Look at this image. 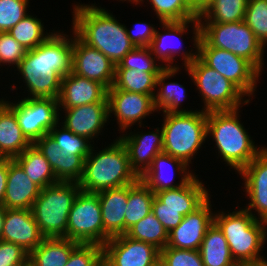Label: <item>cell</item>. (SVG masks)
<instances>
[{
    "label": "cell",
    "mask_w": 267,
    "mask_h": 266,
    "mask_svg": "<svg viewBox=\"0 0 267 266\" xmlns=\"http://www.w3.org/2000/svg\"><path fill=\"white\" fill-rule=\"evenodd\" d=\"M210 199L211 196L194 212L184 216L182 222L169 232L168 247L199 250L207 230L214 223L215 211Z\"/></svg>",
    "instance_id": "d6986e66"
},
{
    "label": "cell",
    "mask_w": 267,
    "mask_h": 266,
    "mask_svg": "<svg viewBox=\"0 0 267 266\" xmlns=\"http://www.w3.org/2000/svg\"><path fill=\"white\" fill-rule=\"evenodd\" d=\"M251 266H267V259L264 261L258 262L254 265H251Z\"/></svg>",
    "instance_id": "db71d44e"
},
{
    "label": "cell",
    "mask_w": 267,
    "mask_h": 266,
    "mask_svg": "<svg viewBox=\"0 0 267 266\" xmlns=\"http://www.w3.org/2000/svg\"><path fill=\"white\" fill-rule=\"evenodd\" d=\"M91 103H108L107 89L101 83L72 71L61 78L59 108H73Z\"/></svg>",
    "instance_id": "603a6c76"
},
{
    "label": "cell",
    "mask_w": 267,
    "mask_h": 266,
    "mask_svg": "<svg viewBox=\"0 0 267 266\" xmlns=\"http://www.w3.org/2000/svg\"><path fill=\"white\" fill-rule=\"evenodd\" d=\"M238 174L243 179V192L249 199L243 208L257 220L267 222V147Z\"/></svg>",
    "instance_id": "e0dca14e"
},
{
    "label": "cell",
    "mask_w": 267,
    "mask_h": 266,
    "mask_svg": "<svg viewBox=\"0 0 267 266\" xmlns=\"http://www.w3.org/2000/svg\"><path fill=\"white\" fill-rule=\"evenodd\" d=\"M71 71L101 83L108 90L114 84L116 65L98 49L83 43L73 32Z\"/></svg>",
    "instance_id": "2e32d148"
},
{
    "label": "cell",
    "mask_w": 267,
    "mask_h": 266,
    "mask_svg": "<svg viewBox=\"0 0 267 266\" xmlns=\"http://www.w3.org/2000/svg\"><path fill=\"white\" fill-rule=\"evenodd\" d=\"M5 215H6V208L3 205H0V239L3 231Z\"/></svg>",
    "instance_id": "816d5d0a"
},
{
    "label": "cell",
    "mask_w": 267,
    "mask_h": 266,
    "mask_svg": "<svg viewBox=\"0 0 267 266\" xmlns=\"http://www.w3.org/2000/svg\"><path fill=\"white\" fill-rule=\"evenodd\" d=\"M183 68L199 91L198 96L204 103L202 111L234 110L250 104L251 101L232 82L207 66L199 57Z\"/></svg>",
    "instance_id": "9c48e42d"
},
{
    "label": "cell",
    "mask_w": 267,
    "mask_h": 266,
    "mask_svg": "<svg viewBox=\"0 0 267 266\" xmlns=\"http://www.w3.org/2000/svg\"><path fill=\"white\" fill-rule=\"evenodd\" d=\"M44 238L31 209H6L0 240L17 244L29 254Z\"/></svg>",
    "instance_id": "7402d4cb"
},
{
    "label": "cell",
    "mask_w": 267,
    "mask_h": 266,
    "mask_svg": "<svg viewBox=\"0 0 267 266\" xmlns=\"http://www.w3.org/2000/svg\"><path fill=\"white\" fill-rule=\"evenodd\" d=\"M198 57L232 82L247 99L255 97L254 92L262 73L250 61L215 47H198Z\"/></svg>",
    "instance_id": "4fadbf2b"
},
{
    "label": "cell",
    "mask_w": 267,
    "mask_h": 266,
    "mask_svg": "<svg viewBox=\"0 0 267 266\" xmlns=\"http://www.w3.org/2000/svg\"><path fill=\"white\" fill-rule=\"evenodd\" d=\"M29 254L17 244L0 240V266H22Z\"/></svg>",
    "instance_id": "7dc6e473"
},
{
    "label": "cell",
    "mask_w": 267,
    "mask_h": 266,
    "mask_svg": "<svg viewBox=\"0 0 267 266\" xmlns=\"http://www.w3.org/2000/svg\"><path fill=\"white\" fill-rule=\"evenodd\" d=\"M20 43H18L9 33L0 32V65L14 67L15 69L19 63L24 59L27 53ZM9 65V66H8ZM14 65V66H13Z\"/></svg>",
    "instance_id": "ee69618b"
},
{
    "label": "cell",
    "mask_w": 267,
    "mask_h": 266,
    "mask_svg": "<svg viewBox=\"0 0 267 266\" xmlns=\"http://www.w3.org/2000/svg\"><path fill=\"white\" fill-rule=\"evenodd\" d=\"M102 261V246L79 243L65 266H97Z\"/></svg>",
    "instance_id": "f6af8a7d"
},
{
    "label": "cell",
    "mask_w": 267,
    "mask_h": 266,
    "mask_svg": "<svg viewBox=\"0 0 267 266\" xmlns=\"http://www.w3.org/2000/svg\"><path fill=\"white\" fill-rule=\"evenodd\" d=\"M59 112H61L59 113L61 125L74 134L89 139L93 144V139L102 135L101 132H103L106 124H110L108 103H91L73 108H59ZM63 112L64 117L61 115Z\"/></svg>",
    "instance_id": "ac0fdd59"
},
{
    "label": "cell",
    "mask_w": 267,
    "mask_h": 266,
    "mask_svg": "<svg viewBox=\"0 0 267 266\" xmlns=\"http://www.w3.org/2000/svg\"><path fill=\"white\" fill-rule=\"evenodd\" d=\"M149 2L158 22H181L198 18L189 0H131L137 6Z\"/></svg>",
    "instance_id": "d590c367"
},
{
    "label": "cell",
    "mask_w": 267,
    "mask_h": 266,
    "mask_svg": "<svg viewBox=\"0 0 267 266\" xmlns=\"http://www.w3.org/2000/svg\"><path fill=\"white\" fill-rule=\"evenodd\" d=\"M70 32L67 35L63 29L55 31L44 43L28 50L14 69L26 85V98L58 99L61 78L72 70L73 31Z\"/></svg>",
    "instance_id": "6da1fadb"
},
{
    "label": "cell",
    "mask_w": 267,
    "mask_h": 266,
    "mask_svg": "<svg viewBox=\"0 0 267 266\" xmlns=\"http://www.w3.org/2000/svg\"><path fill=\"white\" fill-rule=\"evenodd\" d=\"M21 98L17 101L1 99L14 111L21 131L34 144L59 122L58 99Z\"/></svg>",
    "instance_id": "7c38bea8"
},
{
    "label": "cell",
    "mask_w": 267,
    "mask_h": 266,
    "mask_svg": "<svg viewBox=\"0 0 267 266\" xmlns=\"http://www.w3.org/2000/svg\"><path fill=\"white\" fill-rule=\"evenodd\" d=\"M140 130L142 132L126 131L118 137L127 149L131 169L139 178L151 166L153 159L163 152L162 127L147 133Z\"/></svg>",
    "instance_id": "ffe728a7"
},
{
    "label": "cell",
    "mask_w": 267,
    "mask_h": 266,
    "mask_svg": "<svg viewBox=\"0 0 267 266\" xmlns=\"http://www.w3.org/2000/svg\"><path fill=\"white\" fill-rule=\"evenodd\" d=\"M157 61L150 47H135L116 65V69H135L148 73H160L165 67Z\"/></svg>",
    "instance_id": "ab89813d"
},
{
    "label": "cell",
    "mask_w": 267,
    "mask_h": 266,
    "mask_svg": "<svg viewBox=\"0 0 267 266\" xmlns=\"http://www.w3.org/2000/svg\"><path fill=\"white\" fill-rule=\"evenodd\" d=\"M34 145L47 159L59 182H79L87 156L69 155L61 152L49 134L41 137Z\"/></svg>",
    "instance_id": "d4e9b609"
},
{
    "label": "cell",
    "mask_w": 267,
    "mask_h": 266,
    "mask_svg": "<svg viewBox=\"0 0 267 266\" xmlns=\"http://www.w3.org/2000/svg\"><path fill=\"white\" fill-rule=\"evenodd\" d=\"M156 27L146 21L136 22L131 30L126 27L129 39L136 47H149L155 35Z\"/></svg>",
    "instance_id": "c3c4849f"
},
{
    "label": "cell",
    "mask_w": 267,
    "mask_h": 266,
    "mask_svg": "<svg viewBox=\"0 0 267 266\" xmlns=\"http://www.w3.org/2000/svg\"><path fill=\"white\" fill-rule=\"evenodd\" d=\"M199 252L204 266H238L223 232L215 223L207 230Z\"/></svg>",
    "instance_id": "4dcf8cb0"
},
{
    "label": "cell",
    "mask_w": 267,
    "mask_h": 266,
    "mask_svg": "<svg viewBox=\"0 0 267 266\" xmlns=\"http://www.w3.org/2000/svg\"><path fill=\"white\" fill-rule=\"evenodd\" d=\"M247 1L214 0L198 15L199 22L233 23L244 21Z\"/></svg>",
    "instance_id": "8d00e7d4"
},
{
    "label": "cell",
    "mask_w": 267,
    "mask_h": 266,
    "mask_svg": "<svg viewBox=\"0 0 267 266\" xmlns=\"http://www.w3.org/2000/svg\"><path fill=\"white\" fill-rule=\"evenodd\" d=\"M160 259L166 266H204L199 250L166 246L160 250Z\"/></svg>",
    "instance_id": "7bdbcfd3"
},
{
    "label": "cell",
    "mask_w": 267,
    "mask_h": 266,
    "mask_svg": "<svg viewBox=\"0 0 267 266\" xmlns=\"http://www.w3.org/2000/svg\"><path fill=\"white\" fill-rule=\"evenodd\" d=\"M151 211L168 233L176 228L185 216V208L161 207V201L156 196L153 199Z\"/></svg>",
    "instance_id": "bcb514c9"
},
{
    "label": "cell",
    "mask_w": 267,
    "mask_h": 266,
    "mask_svg": "<svg viewBox=\"0 0 267 266\" xmlns=\"http://www.w3.org/2000/svg\"><path fill=\"white\" fill-rule=\"evenodd\" d=\"M30 0H0V32H7L29 12Z\"/></svg>",
    "instance_id": "b9f144b4"
},
{
    "label": "cell",
    "mask_w": 267,
    "mask_h": 266,
    "mask_svg": "<svg viewBox=\"0 0 267 266\" xmlns=\"http://www.w3.org/2000/svg\"><path fill=\"white\" fill-rule=\"evenodd\" d=\"M218 211L214 214V223L223 232L230 252L238 265H254L267 258L263 254L267 243V222L257 220L244 208ZM262 251V252H261Z\"/></svg>",
    "instance_id": "277c9868"
},
{
    "label": "cell",
    "mask_w": 267,
    "mask_h": 266,
    "mask_svg": "<svg viewBox=\"0 0 267 266\" xmlns=\"http://www.w3.org/2000/svg\"><path fill=\"white\" fill-rule=\"evenodd\" d=\"M244 22L263 47L267 48V0H248Z\"/></svg>",
    "instance_id": "60d3db41"
},
{
    "label": "cell",
    "mask_w": 267,
    "mask_h": 266,
    "mask_svg": "<svg viewBox=\"0 0 267 266\" xmlns=\"http://www.w3.org/2000/svg\"><path fill=\"white\" fill-rule=\"evenodd\" d=\"M154 197L155 194L140 178L128 185V203L124 214L125 233L151 212Z\"/></svg>",
    "instance_id": "d6a6232c"
},
{
    "label": "cell",
    "mask_w": 267,
    "mask_h": 266,
    "mask_svg": "<svg viewBox=\"0 0 267 266\" xmlns=\"http://www.w3.org/2000/svg\"><path fill=\"white\" fill-rule=\"evenodd\" d=\"M159 26L161 31H159V29L157 30L156 26L155 35L149 47L152 54L156 57L158 62L160 61L163 67H182L183 69V66L187 67L196 60L198 57V43L200 40L199 17L181 22H160ZM189 27L192 28L191 32L194 34L191 40L194 42L193 48L195 50L191 48V51L189 50L188 52L186 48L183 49V40L181 38L184 37V34L188 35ZM178 57L180 61L183 60V65L180 64L179 66L178 63H174Z\"/></svg>",
    "instance_id": "30bf717a"
},
{
    "label": "cell",
    "mask_w": 267,
    "mask_h": 266,
    "mask_svg": "<svg viewBox=\"0 0 267 266\" xmlns=\"http://www.w3.org/2000/svg\"><path fill=\"white\" fill-rule=\"evenodd\" d=\"M240 109L207 112V141H215L218 157L237 174L265 148L255 145L240 120Z\"/></svg>",
    "instance_id": "3957f363"
},
{
    "label": "cell",
    "mask_w": 267,
    "mask_h": 266,
    "mask_svg": "<svg viewBox=\"0 0 267 266\" xmlns=\"http://www.w3.org/2000/svg\"><path fill=\"white\" fill-rule=\"evenodd\" d=\"M181 67L164 68L157 76L154 105L157 113H192L196 110L182 109L183 100L188 96L185 86L175 81H168L181 72ZM182 104V105H181ZM159 111V112H158Z\"/></svg>",
    "instance_id": "4316f807"
},
{
    "label": "cell",
    "mask_w": 267,
    "mask_h": 266,
    "mask_svg": "<svg viewBox=\"0 0 267 266\" xmlns=\"http://www.w3.org/2000/svg\"><path fill=\"white\" fill-rule=\"evenodd\" d=\"M22 266H35L31 260L27 259L26 262Z\"/></svg>",
    "instance_id": "11a10c76"
},
{
    "label": "cell",
    "mask_w": 267,
    "mask_h": 266,
    "mask_svg": "<svg viewBox=\"0 0 267 266\" xmlns=\"http://www.w3.org/2000/svg\"><path fill=\"white\" fill-rule=\"evenodd\" d=\"M14 160L22 167L29 179L41 189L59 182L51 165L34 144Z\"/></svg>",
    "instance_id": "1f68e13d"
},
{
    "label": "cell",
    "mask_w": 267,
    "mask_h": 266,
    "mask_svg": "<svg viewBox=\"0 0 267 266\" xmlns=\"http://www.w3.org/2000/svg\"><path fill=\"white\" fill-rule=\"evenodd\" d=\"M159 258L160 250L154 245L126 234L112 237L102 246L107 266H152Z\"/></svg>",
    "instance_id": "9a60e30c"
},
{
    "label": "cell",
    "mask_w": 267,
    "mask_h": 266,
    "mask_svg": "<svg viewBox=\"0 0 267 266\" xmlns=\"http://www.w3.org/2000/svg\"><path fill=\"white\" fill-rule=\"evenodd\" d=\"M163 116V152L190 167L191 160L207 141V112L198 109L192 113H163Z\"/></svg>",
    "instance_id": "8992f818"
},
{
    "label": "cell",
    "mask_w": 267,
    "mask_h": 266,
    "mask_svg": "<svg viewBox=\"0 0 267 266\" xmlns=\"http://www.w3.org/2000/svg\"><path fill=\"white\" fill-rule=\"evenodd\" d=\"M31 145L21 131L14 111L0 99V157L14 159Z\"/></svg>",
    "instance_id": "f1b7e54d"
},
{
    "label": "cell",
    "mask_w": 267,
    "mask_h": 266,
    "mask_svg": "<svg viewBox=\"0 0 267 266\" xmlns=\"http://www.w3.org/2000/svg\"><path fill=\"white\" fill-rule=\"evenodd\" d=\"M160 73H148L142 70L116 69L114 84L108 90H124L145 95H154L157 76Z\"/></svg>",
    "instance_id": "836d02e7"
},
{
    "label": "cell",
    "mask_w": 267,
    "mask_h": 266,
    "mask_svg": "<svg viewBox=\"0 0 267 266\" xmlns=\"http://www.w3.org/2000/svg\"><path fill=\"white\" fill-rule=\"evenodd\" d=\"M40 191L41 188L29 179L22 167L14 159L9 158V172L2 205L6 209H32Z\"/></svg>",
    "instance_id": "484cf974"
},
{
    "label": "cell",
    "mask_w": 267,
    "mask_h": 266,
    "mask_svg": "<svg viewBox=\"0 0 267 266\" xmlns=\"http://www.w3.org/2000/svg\"><path fill=\"white\" fill-rule=\"evenodd\" d=\"M104 228V244L112 237L125 234V210L128 185L97 192Z\"/></svg>",
    "instance_id": "cb8c5ba5"
},
{
    "label": "cell",
    "mask_w": 267,
    "mask_h": 266,
    "mask_svg": "<svg viewBox=\"0 0 267 266\" xmlns=\"http://www.w3.org/2000/svg\"><path fill=\"white\" fill-rule=\"evenodd\" d=\"M194 11L199 15L214 0H189Z\"/></svg>",
    "instance_id": "f907efd6"
},
{
    "label": "cell",
    "mask_w": 267,
    "mask_h": 266,
    "mask_svg": "<svg viewBox=\"0 0 267 266\" xmlns=\"http://www.w3.org/2000/svg\"><path fill=\"white\" fill-rule=\"evenodd\" d=\"M109 117L117 120L121 133L139 125L144 127L143 120L157 112L154 105V95L133 93L124 90H107ZM113 114V115H112ZM143 125V126H142Z\"/></svg>",
    "instance_id": "5bb4252c"
},
{
    "label": "cell",
    "mask_w": 267,
    "mask_h": 266,
    "mask_svg": "<svg viewBox=\"0 0 267 266\" xmlns=\"http://www.w3.org/2000/svg\"><path fill=\"white\" fill-rule=\"evenodd\" d=\"M194 175L185 185L155 193L161 207L185 208V216L199 208L210 196L203 180ZM202 181V182H201Z\"/></svg>",
    "instance_id": "83f0119b"
},
{
    "label": "cell",
    "mask_w": 267,
    "mask_h": 266,
    "mask_svg": "<svg viewBox=\"0 0 267 266\" xmlns=\"http://www.w3.org/2000/svg\"><path fill=\"white\" fill-rule=\"evenodd\" d=\"M101 149L95 150L93 146L85 159L83 174L78 182L81 191L97 193L130 185L139 179L131 169L127 149L118 137Z\"/></svg>",
    "instance_id": "5b68a950"
},
{
    "label": "cell",
    "mask_w": 267,
    "mask_h": 266,
    "mask_svg": "<svg viewBox=\"0 0 267 266\" xmlns=\"http://www.w3.org/2000/svg\"><path fill=\"white\" fill-rule=\"evenodd\" d=\"M66 238L82 244L104 245V228L97 193L79 191L69 212Z\"/></svg>",
    "instance_id": "8fae6325"
},
{
    "label": "cell",
    "mask_w": 267,
    "mask_h": 266,
    "mask_svg": "<svg viewBox=\"0 0 267 266\" xmlns=\"http://www.w3.org/2000/svg\"><path fill=\"white\" fill-rule=\"evenodd\" d=\"M152 266H166L162 260L159 258Z\"/></svg>",
    "instance_id": "f5cc1de1"
},
{
    "label": "cell",
    "mask_w": 267,
    "mask_h": 266,
    "mask_svg": "<svg viewBox=\"0 0 267 266\" xmlns=\"http://www.w3.org/2000/svg\"><path fill=\"white\" fill-rule=\"evenodd\" d=\"M8 172H9V158H1L0 159V205H2L4 201Z\"/></svg>",
    "instance_id": "681fc988"
},
{
    "label": "cell",
    "mask_w": 267,
    "mask_h": 266,
    "mask_svg": "<svg viewBox=\"0 0 267 266\" xmlns=\"http://www.w3.org/2000/svg\"><path fill=\"white\" fill-rule=\"evenodd\" d=\"M128 237L154 245L159 250L168 244L169 233L152 211L132 225L125 233Z\"/></svg>",
    "instance_id": "74e56055"
},
{
    "label": "cell",
    "mask_w": 267,
    "mask_h": 266,
    "mask_svg": "<svg viewBox=\"0 0 267 266\" xmlns=\"http://www.w3.org/2000/svg\"><path fill=\"white\" fill-rule=\"evenodd\" d=\"M80 190L77 182H58L41 189L31 210L45 238H66L69 212Z\"/></svg>",
    "instance_id": "ba28073f"
},
{
    "label": "cell",
    "mask_w": 267,
    "mask_h": 266,
    "mask_svg": "<svg viewBox=\"0 0 267 266\" xmlns=\"http://www.w3.org/2000/svg\"><path fill=\"white\" fill-rule=\"evenodd\" d=\"M72 30L86 45L98 49L115 65L136 46L129 39L126 25L105 7L72 3Z\"/></svg>",
    "instance_id": "7a4b0ae2"
},
{
    "label": "cell",
    "mask_w": 267,
    "mask_h": 266,
    "mask_svg": "<svg viewBox=\"0 0 267 266\" xmlns=\"http://www.w3.org/2000/svg\"><path fill=\"white\" fill-rule=\"evenodd\" d=\"M44 22L31 14H28L7 33H9L25 49L33 50L44 43L56 30H48L44 27ZM46 30V32H45Z\"/></svg>",
    "instance_id": "e575fe53"
},
{
    "label": "cell",
    "mask_w": 267,
    "mask_h": 266,
    "mask_svg": "<svg viewBox=\"0 0 267 266\" xmlns=\"http://www.w3.org/2000/svg\"><path fill=\"white\" fill-rule=\"evenodd\" d=\"M79 243L64 237L44 238L42 242L29 253V260L35 266H65L72 250Z\"/></svg>",
    "instance_id": "f546056e"
},
{
    "label": "cell",
    "mask_w": 267,
    "mask_h": 266,
    "mask_svg": "<svg viewBox=\"0 0 267 266\" xmlns=\"http://www.w3.org/2000/svg\"><path fill=\"white\" fill-rule=\"evenodd\" d=\"M189 168L182 160L161 152L153 159L151 166L140 179L155 194L161 190L175 189L185 185L196 174ZM177 174L181 177L178 183L174 180Z\"/></svg>",
    "instance_id": "44dd1931"
},
{
    "label": "cell",
    "mask_w": 267,
    "mask_h": 266,
    "mask_svg": "<svg viewBox=\"0 0 267 266\" xmlns=\"http://www.w3.org/2000/svg\"><path fill=\"white\" fill-rule=\"evenodd\" d=\"M198 47H215L227 50L250 61L264 72L265 48L244 21L233 23L199 22Z\"/></svg>",
    "instance_id": "52a82bcc"
},
{
    "label": "cell",
    "mask_w": 267,
    "mask_h": 266,
    "mask_svg": "<svg viewBox=\"0 0 267 266\" xmlns=\"http://www.w3.org/2000/svg\"><path fill=\"white\" fill-rule=\"evenodd\" d=\"M61 152L69 155L88 156L93 143L82 136L74 134L59 122L48 132Z\"/></svg>",
    "instance_id": "f35d334b"
},
{
    "label": "cell",
    "mask_w": 267,
    "mask_h": 266,
    "mask_svg": "<svg viewBox=\"0 0 267 266\" xmlns=\"http://www.w3.org/2000/svg\"><path fill=\"white\" fill-rule=\"evenodd\" d=\"M97 266H107V264L102 260Z\"/></svg>",
    "instance_id": "9f6ffc18"
}]
</instances>
